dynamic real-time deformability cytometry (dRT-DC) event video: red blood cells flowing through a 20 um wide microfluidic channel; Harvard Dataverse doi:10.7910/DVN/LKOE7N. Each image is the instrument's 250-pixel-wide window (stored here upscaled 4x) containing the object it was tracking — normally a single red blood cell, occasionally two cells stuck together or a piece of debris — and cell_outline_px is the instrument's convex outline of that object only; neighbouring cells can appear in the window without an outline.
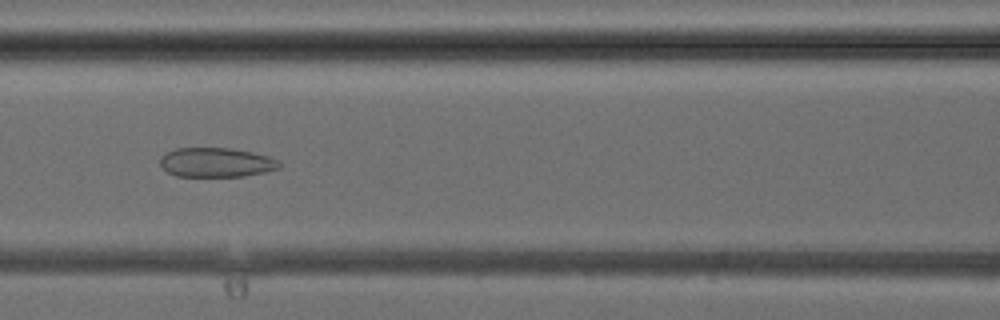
{"species": "common noctule bat (a hibernating species)", "species_latin": "Nyctalus noctula", "temperature_condition": "cold", "stored_images_in_passage": 41, "camera_frame_rate_fps": 3000, "um_per_image_px": 0.085, "animal": {"sex": "female", "body_mass_g": 24.6, "forearm_length_mm": 56.2}, "frame": {"image": 1, "passage_image": 18, "time_ms": 5.667, "image_size_px": [1000, 320], "cell_outline_px": [[280, 168], [264, 172], [244, 176], [176, 176], [168, 172], [160, 164], [160, 156], [176, 148], [228, 148], [252, 152], [268, 156], [276, 160], [280, 164]], "centroid_in_image_um": [18.36, 13.8], "position_along_channel_um": 148.2, "area_um2": 20.23}}
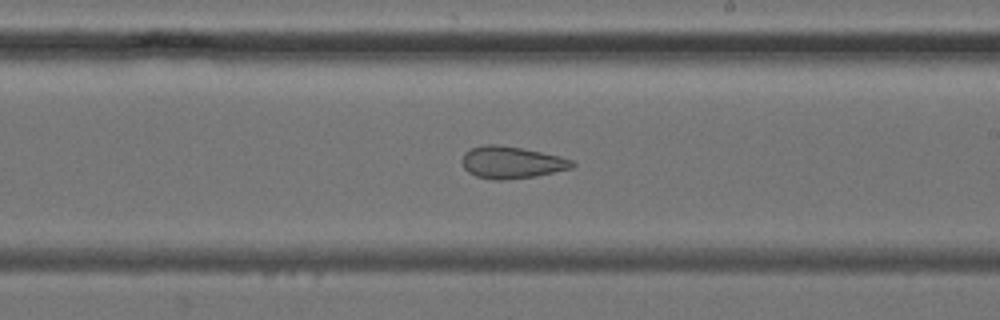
{"frame": {"image": 2, "passage_image": 24, "time_ms": 7.667, "image_size_px": [1000, 320], "cell_outline_px": [[576, 164], [572, 168], [536, 176], [504, 180], [496, 180], [476, 176], [468, 172], [464, 168], [464, 152], [472, 148], [484, 144], [496, 144], [520, 148], [560, 156], [572, 160]], "centroid_in_image_um": [43.5, 13.81], "position_along_channel_um": 245.5, "area_um2": 20.35}}
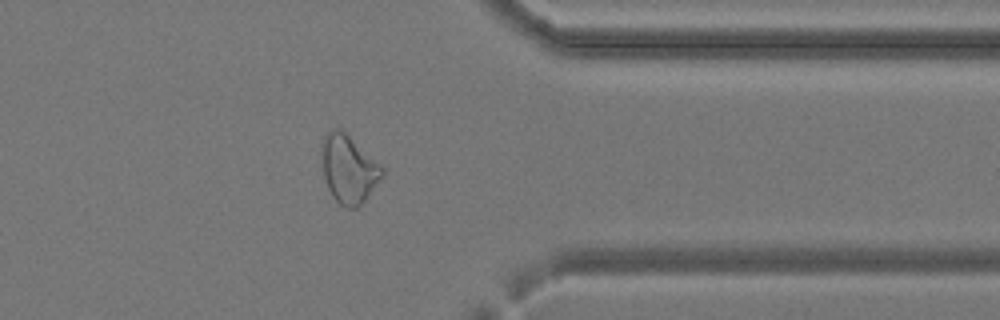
{"frame": {"image": 3, "passage_image": 33, "time_ms": 10.667, "image_size_px": [1000, 320], "cell_outline_px": [[384, 172], [364, 200], [356, 208], [348, 208], [340, 204], [332, 196], [328, 188], [324, 176], [320, 144], [324, 136], [332, 128], [340, 128], [380, 164], [384, 168]], "centroid_in_image_um": [29.59, 14.34], "position_along_channel_um": 381.8, "area_um2": 23.52}}